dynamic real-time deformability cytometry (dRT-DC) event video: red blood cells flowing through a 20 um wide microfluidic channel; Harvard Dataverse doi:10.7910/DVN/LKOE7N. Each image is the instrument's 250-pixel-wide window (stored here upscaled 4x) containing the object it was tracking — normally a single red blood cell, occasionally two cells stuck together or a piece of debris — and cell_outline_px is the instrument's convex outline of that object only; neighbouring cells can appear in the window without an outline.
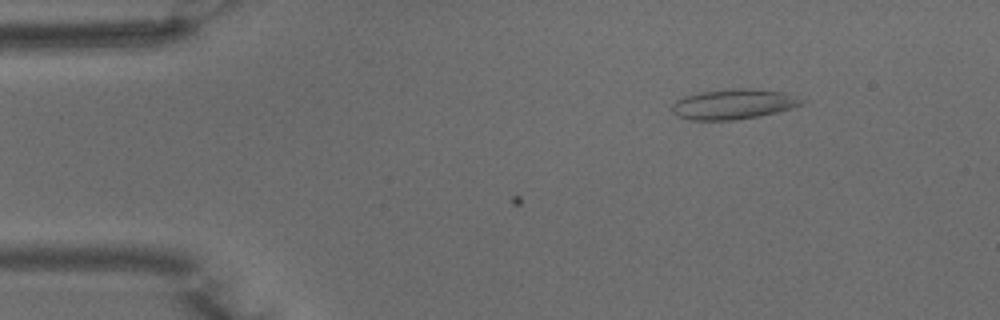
{"species": "common noctule bat (a hibernating species)", "species_latin": "Nyctalus noctula", "temperature_condition": "warm", "stored_images_in_passage": 7, "camera_frame_rate_fps": 3000, "um_per_image_px": 0.085, "animal": {"sex": "male", "body_mass_g": 15.6}, "frame": {"image": 1, "passage_image": 7, "time_ms": 2.0, "image_size_px": [1000, 320], "cell_outline_px": [[808, 100], [804, 104], [792, 108], [760, 116], [736, 120], [692, 120], [676, 116], [672, 112], [672, 104], [676, 100], [684, 96], [700, 92], [728, 88], [752, 88], [784, 92]], "centroid_in_image_um": [62.37, 8.84], "position_along_channel_um": 22.6, "area_um2": 23.18}}